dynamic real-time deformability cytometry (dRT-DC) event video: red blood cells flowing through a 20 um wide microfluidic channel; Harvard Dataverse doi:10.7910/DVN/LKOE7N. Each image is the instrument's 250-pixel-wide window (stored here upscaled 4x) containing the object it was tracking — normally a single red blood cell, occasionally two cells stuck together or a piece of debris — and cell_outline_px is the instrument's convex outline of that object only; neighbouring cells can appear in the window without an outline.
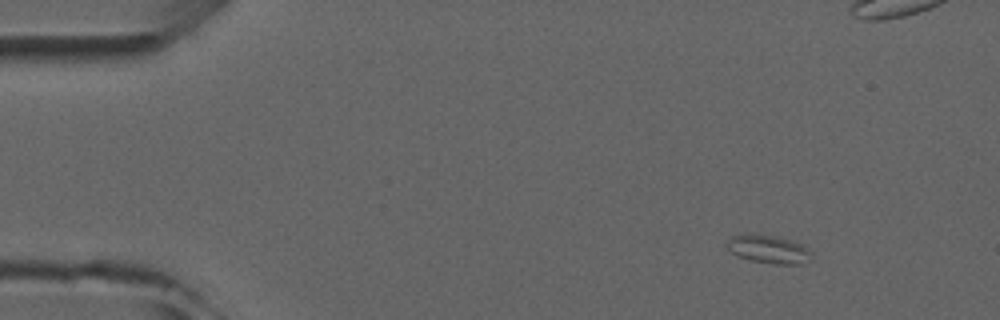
{"species": "common noctule bat (a hibernating species)", "species_latin": "Nyctalus noctula", "temperature_condition": "room temperature", "stored_images_in_passage": 8, "camera_frame_rate_fps": 3000, "um_per_image_px": 0.085, "animal": {"sex": "male", "forearm_length_mm": 52.5}, "frame": {"image": 1, "passage_image": 2, "time_ms": 1.0, "image_size_px": [1000, 320], "cell_outline_px": [[812, 260], [800, 264], [772, 264], [748, 260], [732, 252], [728, 248], [728, 240], [732, 236], [748, 232], [776, 236], [804, 244], [812, 252]], "centroid_in_image_um": [65.38, 21.17], "position_along_channel_um": 19.6, "area_um2": 14.22}}